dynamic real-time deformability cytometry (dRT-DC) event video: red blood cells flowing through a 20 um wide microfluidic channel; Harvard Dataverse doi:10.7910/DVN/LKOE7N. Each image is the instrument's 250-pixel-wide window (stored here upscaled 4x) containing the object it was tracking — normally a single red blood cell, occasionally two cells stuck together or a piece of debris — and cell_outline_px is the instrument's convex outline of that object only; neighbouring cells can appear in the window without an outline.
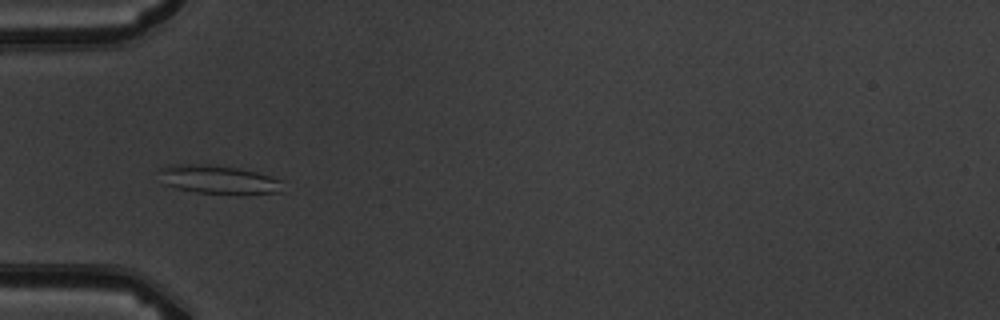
{"species": "common noctule bat (a hibernating species)", "species_latin": "Nyctalus noctula", "temperature_condition": "warm", "stored_images_in_passage": 12, "camera_frame_rate_fps": 3000, "um_per_image_px": 0.085, "animal": {"sex": "male", "body_mass_g": 19.5, "forearm_length_mm": 54.6}, "frame": {"image": 1, "passage_image": 6, "time_ms": 5.667, "image_size_px": [1000, 320], "cell_outline_px": [[284, 180], [280, 192], [244, 196], [196, 192], [176, 188], [164, 184], [160, 168], [172, 164], [196, 164], [240, 168], [256, 172]], "centroid_in_image_um": [18.65, 15.3], "position_along_channel_um": 66.3, "area_um2": 20.92}}
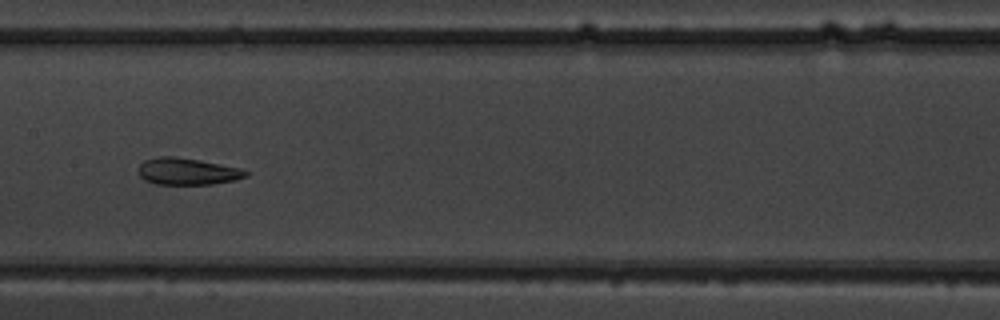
{"frame": {"image": 2, "passage_image": 9, "time_ms": 9.0, "image_size_px": [1000, 320], "cell_outline_px": [[248, 176], [236, 180], [212, 184], [156, 184], [144, 180], [140, 176], [140, 164], [144, 160], [160, 156], [176, 156], [200, 160], [240, 168], [248, 172]], "centroid_in_image_um": [15.94, 14.57], "position_along_channel_um": 191.5, "area_um2": 16.76}}
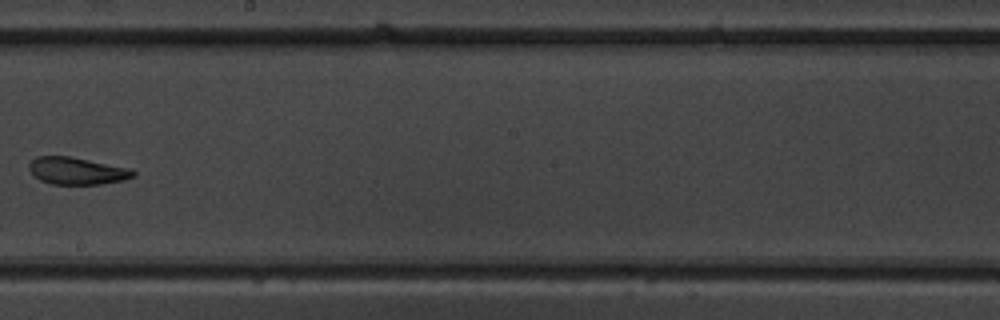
{"frame": {"image": 3, "passage_image": 10, "time_ms": 10.333, "image_size_px": [1000, 320], "cell_outline_px": [[136, 176], [124, 180], [100, 184], [52, 184], [40, 180], [28, 168], [28, 164], [36, 156], [72, 156], [128, 168], [136, 172]], "centroid_in_image_um": [6.54, 14.52], "position_along_channel_um": 241.7, "area_um2": 16.47}}